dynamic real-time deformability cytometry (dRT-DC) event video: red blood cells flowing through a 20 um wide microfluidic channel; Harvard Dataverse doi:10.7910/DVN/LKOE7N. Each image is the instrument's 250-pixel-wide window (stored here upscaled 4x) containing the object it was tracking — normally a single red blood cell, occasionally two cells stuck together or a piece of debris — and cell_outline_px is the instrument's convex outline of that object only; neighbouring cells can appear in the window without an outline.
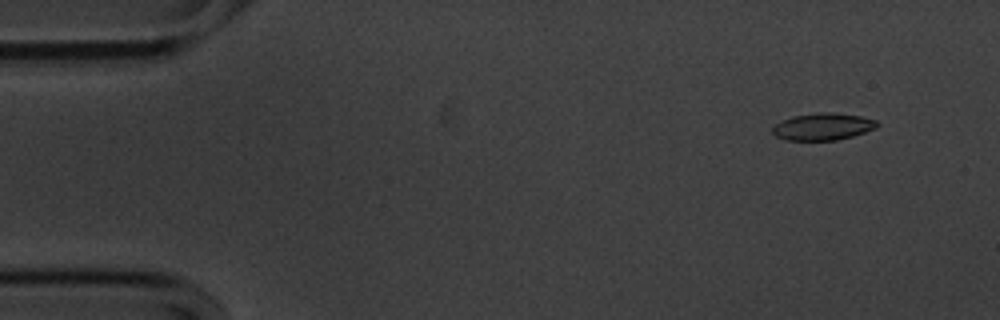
{"species": "common noctule bat (a hibernating species)", "species_latin": "Nyctalus noctula", "temperature_condition": "cold", "stored_images_in_passage": 56, "camera_frame_rate_fps": 3000, "um_per_image_px": 0.085, "animal": {"sex": "male", "body_mass_g": 20.1, "forearm_length_mm": 53.5}, "frame": {"image": 1, "passage_image": 5, "time_ms": 1.333, "image_size_px": [1000, 320], "cell_outline_px": [[880, 124], [876, 128], [852, 136], [836, 140], [784, 140], [776, 136], [772, 132], [772, 128], [776, 124], [792, 116], [820, 112], [828, 112], [860, 116], [876, 120]], "centroid_in_image_um": [69.94, 10.76], "position_along_channel_um": 15.1, "area_um2": 16.36}}
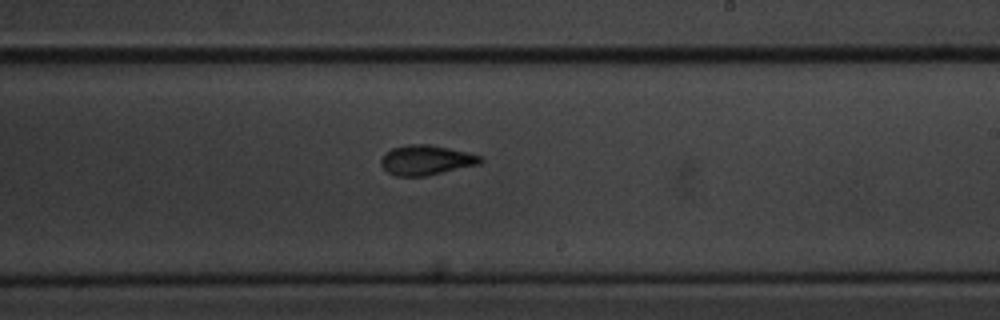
{"frame": {"image": 2, "passage_image": 33, "time_ms": 10.667, "image_size_px": [1000, 320], "cell_outline_px": [[484, 160], [480, 164], [424, 176], [396, 176], [388, 172], [380, 164], [380, 160], [392, 148], [408, 144], [428, 144], [468, 152], [480, 156]], "centroid_in_image_um": [36.23, 13.61], "position_along_channel_um": 252.8, "area_um2": 17.11}}
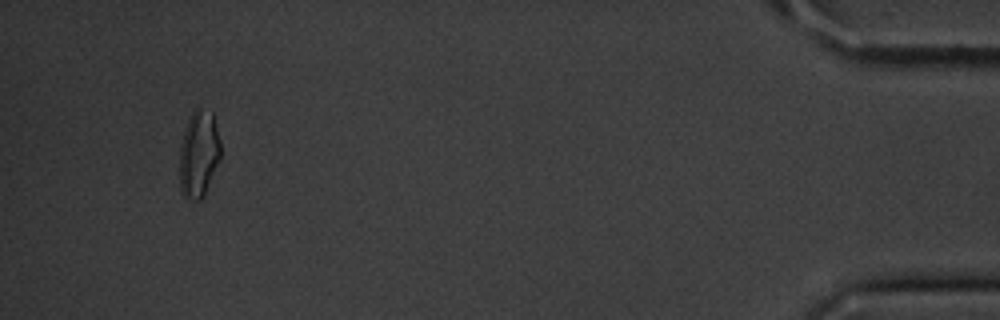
{"frame": {"image": 3, "passage_image": 53, "time_ms": 17.333, "image_size_px": [1000, 320], "cell_outline_px": [[220, 160], [204, 196], [200, 200], [196, 200], [184, 196], [180, 192], [180, 144], [184, 128], [192, 112], [196, 108], [200, 108], [212, 112], [220, 140]], "centroid_in_image_um": [16.89, 13.09], "position_along_channel_um": 418.3, "area_um2": 20.87}, "authors_computed_cell_mechanics": {"area_um2": 17.2244, "velocity_mm_per_s": 3.5881, "shape_relaxation_time_tau1_ms": 3.4371, "shape_relaxation_time_tau2_ms": 3.0708, "deformation_change_tau1": 0.127, "deformation_change_tau2": 0.0948}}